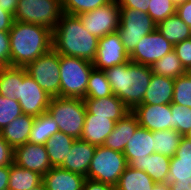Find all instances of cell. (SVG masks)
I'll return each instance as SVG.
<instances>
[{
	"instance_id": "e0dca14e",
	"label": "cell",
	"mask_w": 191,
	"mask_h": 190,
	"mask_svg": "<svg viewBox=\"0 0 191 190\" xmlns=\"http://www.w3.org/2000/svg\"><path fill=\"white\" fill-rule=\"evenodd\" d=\"M86 111L89 114L95 116H102L118 122L130 110L124 105V103L116 96H106L102 98H84Z\"/></svg>"
},
{
	"instance_id": "8992f818",
	"label": "cell",
	"mask_w": 191,
	"mask_h": 190,
	"mask_svg": "<svg viewBox=\"0 0 191 190\" xmlns=\"http://www.w3.org/2000/svg\"><path fill=\"white\" fill-rule=\"evenodd\" d=\"M127 166L123 152L96 146L86 178L116 186Z\"/></svg>"
},
{
	"instance_id": "7a4b0ae2",
	"label": "cell",
	"mask_w": 191,
	"mask_h": 190,
	"mask_svg": "<svg viewBox=\"0 0 191 190\" xmlns=\"http://www.w3.org/2000/svg\"><path fill=\"white\" fill-rule=\"evenodd\" d=\"M52 37L53 49L59 55L94 61L99 39L84 28L78 16L63 13Z\"/></svg>"
},
{
	"instance_id": "44dd1931",
	"label": "cell",
	"mask_w": 191,
	"mask_h": 190,
	"mask_svg": "<svg viewBox=\"0 0 191 190\" xmlns=\"http://www.w3.org/2000/svg\"><path fill=\"white\" fill-rule=\"evenodd\" d=\"M152 153H154L152 131L139 126L123 151L126 161L129 164L131 161L144 160Z\"/></svg>"
},
{
	"instance_id": "f5cc1de1",
	"label": "cell",
	"mask_w": 191,
	"mask_h": 190,
	"mask_svg": "<svg viewBox=\"0 0 191 190\" xmlns=\"http://www.w3.org/2000/svg\"><path fill=\"white\" fill-rule=\"evenodd\" d=\"M172 1H173V3L177 6V5H179V4L183 3V2H185L186 0H172Z\"/></svg>"
},
{
	"instance_id": "1f68e13d",
	"label": "cell",
	"mask_w": 191,
	"mask_h": 190,
	"mask_svg": "<svg viewBox=\"0 0 191 190\" xmlns=\"http://www.w3.org/2000/svg\"><path fill=\"white\" fill-rule=\"evenodd\" d=\"M154 139V153H159L172 158L182 139V135L174 129L152 131Z\"/></svg>"
},
{
	"instance_id": "8fae6325",
	"label": "cell",
	"mask_w": 191,
	"mask_h": 190,
	"mask_svg": "<svg viewBox=\"0 0 191 190\" xmlns=\"http://www.w3.org/2000/svg\"><path fill=\"white\" fill-rule=\"evenodd\" d=\"M173 49L174 45L156 29L141 38L134 51L129 55V59L133 63L151 67Z\"/></svg>"
},
{
	"instance_id": "7bdbcfd3",
	"label": "cell",
	"mask_w": 191,
	"mask_h": 190,
	"mask_svg": "<svg viewBox=\"0 0 191 190\" xmlns=\"http://www.w3.org/2000/svg\"><path fill=\"white\" fill-rule=\"evenodd\" d=\"M121 9H135L148 13L150 0H115Z\"/></svg>"
},
{
	"instance_id": "603a6c76",
	"label": "cell",
	"mask_w": 191,
	"mask_h": 190,
	"mask_svg": "<svg viewBox=\"0 0 191 190\" xmlns=\"http://www.w3.org/2000/svg\"><path fill=\"white\" fill-rule=\"evenodd\" d=\"M171 158L159 153H152L144 160L131 161L128 166L145 171L155 183L168 182Z\"/></svg>"
},
{
	"instance_id": "5b68a950",
	"label": "cell",
	"mask_w": 191,
	"mask_h": 190,
	"mask_svg": "<svg viewBox=\"0 0 191 190\" xmlns=\"http://www.w3.org/2000/svg\"><path fill=\"white\" fill-rule=\"evenodd\" d=\"M93 69L88 60L60 55V97L84 99Z\"/></svg>"
},
{
	"instance_id": "8d00e7d4",
	"label": "cell",
	"mask_w": 191,
	"mask_h": 190,
	"mask_svg": "<svg viewBox=\"0 0 191 190\" xmlns=\"http://www.w3.org/2000/svg\"><path fill=\"white\" fill-rule=\"evenodd\" d=\"M172 129L184 136L191 129V108L171 103Z\"/></svg>"
},
{
	"instance_id": "2e32d148",
	"label": "cell",
	"mask_w": 191,
	"mask_h": 190,
	"mask_svg": "<svg viewBox=\"0 0 191 190\" xmlns=\"http://www.w3.org/2000/svg\"><path fill=\"white\" fill-rule=\"evenodd\" d=\"M95 150V145L81 139H75L70 152H68L67 157H65L63 163L59 167L87 177Z\"/></svg>"
},
{
	"instance_id": "7c38bea8",
	"label": "cell",
	"mask_w": 191,
	"mask_h": 190,
	"mask_svg": "<svg viewBox=\"0 0 191 190\" xmlns=\"http://www.w3.org/2000/svg\"><path fill=\"white\" fill-rule=\"evenodd\" d=\"M50 97L32 77L27 73L24 67V78L19 83L18 102L23 114L38 117L40 114L47 112Z\"/></svg>"
},
{
	"instance_id": "ee69618b",
	"label": "cell",
	"mask_w": 191,
	"mask_h": 190,
	"mask_svg": "<svg viewBox=\"0 0 191 190\" xmlns=\"http://www.w3.org/2000/svg\"><path fill=\"white\" fill-rule=\"evenodd\" d=\"M176 14L191 28V0L176 6Z\"/></svg>"
},
{
	"instance_id": "b9f144b4",
	"label": "cell",
	"mask_w": 191,
	"mask_h": 190,
	"mask_svg": "<svg viewBox=\"0 0 191 190\" xmlns=\"http://www.w3.org/2000/svg\"><path fill=\"white\" fill-rule=\"evenodd\" d=\"M14 149L2 138L0 134V167L10 166L13 163Z\"/></svg>"
},
{
	"instance_id": "bcb514c9",
	"label": "cell",
	"mask_w": 191,
	"mask_h": 190,
	"mask_svg": "<svg viewBox=\"0 0 191 190\" xmlns=\"http://www.w3.org/2000/svg\"><path fill=\"white\" fill-rule=\"evenodd\" d=\"M13 21V15L0 8V31L9 32L12 27Z\"/></svg>"
},
{
	"instance_id": "ba28073f",
	"label": "cell",
	"mask_w": 191,
	"mask_h": 190,
	"mask_svg": "<svg viewBox=\"0 0 191 190\" xmlns=\"http://www.w3.org/2000/svg\"><path fill=\"white\" fill-rule=\"evenodd\" d=\"M157 24L144 12L135 9H120L118 34L130 55L143 36L155 31Z\"/></svg>"
},
{
	"instance_id": "4fadbf2b",
	"label": "cell",
	"mask_w": 191,
	"mask_h": 190,
	"mask_svg": "<svg viewBox=\"0 0 191 190\" xmlns=\"http://www.w3.org/2000/svg\"><path fill=\"white\" fill-rule=\"evenodd\" d=\"M127 53L118 32L107 34L98 40V48L93 66L98 70H105L128 62Z\"/></svg>"
},
{
	"instance_id": "4dcf8cb0",
	"label": "cell",
	"mask_w": 191,
	"mask_h": 190,
	"mask_svg": "<svg viewBox=\"0 0 191 190\" xmlns=\"http://www.w3.org/2000/svg\"><path fill=\"white\" fill-rule=\"evenodd\" d=\"M56 132H59L57 122L48 112L35 117L28 142L45 144Z\"/></svg>"
},
{
	"instance_id": "f6af8a7d",
	"label": "cell",
	"mask_w": 191,
	"mask_h": 190,
	"mask_svg": "<svg viewBox=\"0 0 191 190\" xmlns=\"http://www.w3.org/2000/svg\"><path fill=\"white\" fill-rule=\"evenodd\" d=\"M115 186L86 178L82 190H114Z\"/></svg>"
},
{
	"instance_id": "cb8c5ba5",
	"label": "cell",
	"mask_w": 191,
	"mask_h": 190,
	"mask_svg": "<svg viewBox=\"0 0 191 190\" xmlns=\"http://www.w3.org/2000/svg\"><path fill=\"white\" fill-rule=\"evenodd\" d=\"M34 116L22 114L9 123L0 134L2 138L13 148L27 143L34 123Z\"/></svg>"
},
{
	"instance_id": "277c9868",
	"label": "cell",
	"mask_w": 191,
	"mask_h": 190,
	"mask_svg": "<svg viewBox=\"0 0 191 190\" xmlns=\"http://www.w3.org/2000/svg\"><path fill=\"white\" fill-rule=\"evenodd\" d=\"M47 112L57 122L60 132L80 139L86 116V106L81 98L52 97Z\"/></svg>"
},
{
	"instance_id": "7402d4cb",
	"label": "cell",
	"mask_w": 191,
	"mask_h": 190,
	"mask_svg": "<svg viewBox=\"0 0 191 190\" xmlns=\"http://www.w3.org/2000/svg\"><path fill=\"white\" fill-rule=\"evenodd\" d=\"M139 127L136 116L130 111L118 122H115L113 131L106 138L104 146L123 152L129 139Z\"/></svg>"
},
{
	"instance_id": "7dc6e473",
	"label": "cell",
	"mask_w": 191,
	"mask_h": 190,
	"mask_svg": "<svg viewBox=\"0 0 191 190\" xmlns=\"http://www.w3.org/2000/svg\"><path fill=\"white\" fill-rule=\"evenodd\" d=\"M170 190H191V179L168 180Z\"/></svg>"
},
{
	"instance_id": "f546056e",
	"label": "cell",
	"mask_w": 191,
	"mask_h": 190,
	"mask_svg": "<svg viewBox=\"0 0 191 190\" xmlns=\"http://www.w3.org/2000/svg\"><path fill=\"white\" fill-rule=\"evenodd\" d=\"M24 78V67H0V95L18 100L19 83Z\"/></svg>"
},
{
	"instance_id": "f1b7e54d",
	"label": "cell",
	"mask_w": 191,
	"mask_h": 190,
	"mask_svg": "<svg viewBox=\"0 0 191 190\" xmlns=\"http://www.w3.org/2000/svg\"><path fill=\"white\" fill-rule=\"evenodd\" d=\"M154 184L153 179L145 171L127 166L115 188L118 190H152Z\"/></svg>"
},
{
	"instance_id": "c3c4849f",
	"label": "cell",
	"mask_w": 191,
	"mask_h": 190,
	"mask_svg": "<svg viewBox=\"0 0 191 190\" xmlns=\"http://www.w3.org/2000/svg\"><path fill=\"white\" fill-rule=\"evenodd\" d=\"M9 174H10V166L0 167V190L8 189Z\"/></svg>"
},
{
	"instance_id": "816d5d0a",
	"label": "cell",
	"mask_w": 191,
	"mask_h": 190,
	"mask_svg": "<svg viewBox=\"0 0 191 190\" xmlns=\"http://www.w3.org/2000/svg\"><path fill=\"white\" fill-rule=\"evenodd\" d=\"M31 190H46V187H45V185L42 182L40 185L32 188Z\"/></svg>"
},
{
	"instance_id": "ab89813d",
	"label": "cell",
	"mask_w": 191,
	"mask_h": 190,
	"mask_svg": "<svg viewBox=\"0 0 191 190\" xmlns=\"http://www.w3.org/2000/svg\"><path fill=\"white\" fill-rule=\"evenodd\" d=\"M173 51L178 56L187 72H191V38L174 45Z\"/></svg>"
},
{
	"instance_id": "4316f807",
	"label": "cell",
	"mask_w": 191,
	"mask_h": 190,
	"mask_svg": "<svg viewBox=\"0 0 191 190\" xmlns=\"http://www.w3.org/2000/svg\"><path fill=\"white\" fill-rule=\"evenodd\" d=\"M74 141L72 136L59 131L44 144L52 167H59L63 163Z\"/></svg>"
},
{
	"instance_id": "484cf974",
	"label": "cell",
	"mask_w": 191,
	"mask_h": 190,
	"mask_svg": "<svg viewBox=\"0 0 191 190\" xmlns=\"http://www.w3.org/2000/svg\"><path fill=\"white\" fill-rule=\"evenodd\" d=\"M157 30L172 45L191 38V28L176 13L160 21Z\"/></svg>"
},
{
	"instance_id": "f907efd6",
	"label": "cell",
	"mask_w": 191,
	"mask_h": 190,
	"mask_svg": "<svg viewBox=\"0 0 191 190\" xmlns=\"http://www.w3.org/2000/svg\"><path fill=\"white\" fill-rule=\"evenodd\" d=\"M152 190H170L168 182L155 183Z\"/></svg>"
},
{
	"instance_id": "74e56055",
	"label": "cell",
	"mask_w": 191,
	"mask_h": 190,
	"mask_svg": "<svg viewBox=\"0 0 191 190\" xmlns=\"http://www.w3.org/2000/svg\"><path fill=\"white\" fill-rule=\"evenodd\" d=\"M22 114L18 100L0 95V131Z\"/></svg>"
},
{
	"instance_id": "83f0119b",
	"label": "cell",
	"mask_w": 191,
	"mask_h": 190,
	"mask_svg": "<svg viewBox=\"0 0 191 190\" xmlns=\"http://www.w3.org/2000/svg\"><path fill=\"white\" fill-rule=\"evenodd\" d=\"M42 181L43 176L39 173L19 167L15 163L10 165L8 190H31Z\"/></svg>"
},
{
	"instance_id": "9a60e30c",
	"label": "cell",
	"mask_w": 191,
	"mask_h": 190,
	"mask_svg": "<svg viewBox=\"0 0 191 190\" xmlns=\"http://www.w3.org/2000/svg\"><path fill=\"white\" fill-rule=\"evenodd\" d=\"M140 127L150 131L172 129L171 104L138 105L131 111Z\"/></svg>"
},
{
	"instance_id": "d4e9b609",
	"label": "cell",
	"mask_w": 191,
	"mask_h": 190,
	"mask_svg": "<svg viewBox=\"0 0 191 190\" xmlns=\"http://www.w3.org/2000/svg\"><path fill=\"white\" fill-rule=\"evenodd\" d=\"M185 179H191V140L183 136L170 160L168 180Z\"/></svg>"
},
{
	"instance_id": "f35d334b",
	"label": "cell",
	"mask_w": 191,
	"mask_h": 190,
	"mask_svg": "<svg viewBox=\"0 0 191 190\" xmlns=\"http://www.w3.org/2000/svg\"><path fill=\"white\" fill-rule=\"evenodd\" d=\"M176 13V5L172 0H150L148 15L156 24Z\"/></svg>"
},
{
	"instance_id": "60d3db41",
	"label": "cell",
	"mask_w": 191,
	"mask_h": 190,
	"mask_svg": "<svg viewBox=\"0 0 191 190\" xmlns=\"http://www.w3.org/2000/svg\"><path fill=\"white\" fill-rule=\"evenodd\" d=\"M10 66L9 32L0 31V67Z\"/></svg>"
},
{
	"instance_id": "d590c367",
	"label": "cell",
	"mask_w": 191,
	"mask_h": 190,
	"mask_svg": "<svg viewBox=\"0 0 191 190\" xmlns=\"http://www.w3.org/2000/svg\"><path fill=\"white\" fill-rule=\"evenodd\" d=\"M62 11L68 15L77 16L81 13L95 10L110 3L112 0H61Z\"/></svg>"
},
{
	"instance_id": "e575fe53",
	"label": "cell",
	"mask_w": 191,
	"mask_h": 190,
	"mask_svg": "<svg viewBox=\"0 0 191 190\" xmlns=\"http://www.w3.org/2000/svg\"><path fill=\"white\" fill-rule=\"evenodd\" d=\"M173 104L191 108V72L174 79Z\"/></svg>"
},
{
	"instance_id": "d6986e66",
	"label": "cell",
	"mask_w": 191,
	"mask_h": 190,
	"mask_svg": "<svg viewBox=\"0 0 191 190\" xmlns=\"http://www.w3.org/2000/svg\"><path fill=\"white\" fill-rule=\"evenodd\" d=\"M174 94V79L152 74L150 84L140 105L171 104Z\"/></svg>"
},
{
	"instance_id": "681fc988",
	"label": "cell",
	"mask_w": 191,
	"mask_h": 190,
	"mask_svg": "<svg viewBox=\"0 0 191 190\" xmlns=\"http://www.w3.org/2000/svg\"><path fill=\"white\" fill-rule=\"evenodd\" d=\"M18 0H0V8L14 16Z\"/></svg>"
},
{
	"instance_id": "3957f363",
	"label": "cell",
	"mask_w": 191,
	"mask_h": 190,
	"mask_svg": "<svg viewBox=\"0 0 191 190\" xmlns=\"http://www.w3.org/2000/svg\"><path fill=\"white\" fill-rule=\"evenodd\" d=\"M111 90L132 111L142 104L153 74L152 68L130 60L104 70Z\"/></svg>"
},
{
	"instance_id": "9c48e42d",
	"label": "cell",
	"mask_w": 191,
	"mask_h": 190,
	"mask_svg": "<svg viewBox=\"0 0 191 190\" xmlns=\"http://www.w3.org/2000/svg\"><path fill=\"white\" fill-rule=\"evenodd\" d=\"M25 68L50 97L60 96V55L53 48Z\"/></svg>"
},
{
	"instance_id": "d6a6232c",
	"label": "cell",
	"mask_w": 191,
	"mask_h": 190,
	"mask_svg": "<svg viewBox=\"0 0 191 190\" xmlns=\"http://www.w3.org/2000/svg\"><path fill=\"white\" fill-rule=\"evenodd\" d=\"M151 68L154 74L173 79L187 72L174 51L166 54L163 58L156 61Z\"/></svg>"
},
{
	"instance_id": "5bb4252c",
	"label": "cell",
	"mask_w": 191,
	"mask_h": 190,
	"mask_svg": "<svg viewBox=\"0 0 191 190\" xmlns=\"http://www.w3.org/2000/svg\"><path fill=\"white\" fill-rule=\"evenodd\" d=\"M13 163L42 176L52 168L45 145L30 142L14 149Z\"/></svg>"
},
{
	"instance_id": "52a82bcc",
	"label": "cell",
	"mask_w": 191,
	"mask_h": 190,
	"mask_svg": "<svg viewBox=\"0 0 191 190\" xmlns=\"http://www.w3.org/2000/svg\"><path fill=\"white\" fill-rule=\"evenodd\" d=\"M62 11L61 0H18L14 20L54 30Z\"/></svg>"
},
{
	"instance_id": "836d02e7",
	"label": "cell",
	"mask_w": 191,
	"mask_h": 190,
	"mask_svg": "<svg viewBox=\"0 0 191 190\" xmlns=\"http://www.w3.org/2000/svg\"><path fill=\"white\" fill-rule=\"evenodd\" d=\"M113 95L110 83L103 70L93 69L89 76L85 98H102Z\"/></svg>"
},
{
	"instance_id": "db71d44e",
	"label": "cell",
	"mask_w": 191,
	"mask_h": 190,
	"mask_svg": "<svg viewBox=\"0 0 191 190\" xmlns=\"http://www.w3.org/2000/svg\"><path fill=\"white\" fill-rule=\"evenodd\" d=\"M187 139L191 140V129L188 131L187 134L184 135Z\"/></svg>"
},
{
	"instance_id": "6da1fadb",
	"label": "cell",
	"mask_w": 191,
	"mask_h": 190,
	"mask_svg": "<svg viewBox=\"0 0 191 190\" xmlns=\"http://www.w3.org/2000/svg\"><path fill=\"white\" fill-rule=\"evenodd\" d=\"M9 39L12 67H26L53 48L52 30L37 24L14 20Z\"/></svg>"
},
{
	"instance_id": "30bf717a",
	"label": "cell",
	"mask_w": 191,
	"mask_h": 190,
	"mask_svg": "<svg viewBox=\"0 0 191 190\" xmlns=\"http://www.w3.org/2000/svg\"><path fill=\"white\" fill-rule=\"evenodd\" d=\"M120 7L115 0L110 3L77 15L84 28L98 39L107 34L115 33L119 27Z\"/></svg>"
},
{
	"instance_id": "ffe728a7",
	"label": "cell",
	"mask_w": 191,
	"mask_h": 190,
	"mask_svg": "<svg viewBox=\"0 0 191 190\" xmlns=\"http://www.w3.org/2000/svg\"><path fill=\"white\" fill-rule=\"evenodd\" d=\"M115 121L102 116H95L86 111L81 140L92 145L101 146L111 134Z\"/></svg>"
},
{
	"instance_id": "ac0fdd59",
	"label": "cell",
	"mask_w": 191,
	"mask_h": 190,
	"mask_svg": "<svg viewBox=\"0 0 191 190\" xmlns=\"http://www.w3.org/2000/svg\"><path fill=\"white\" fill-rule=\"evenodd\" d=\"M86 177L63 169L52 167L44 176L46 190H82Z\"/></svg>"
}]
</instances>
